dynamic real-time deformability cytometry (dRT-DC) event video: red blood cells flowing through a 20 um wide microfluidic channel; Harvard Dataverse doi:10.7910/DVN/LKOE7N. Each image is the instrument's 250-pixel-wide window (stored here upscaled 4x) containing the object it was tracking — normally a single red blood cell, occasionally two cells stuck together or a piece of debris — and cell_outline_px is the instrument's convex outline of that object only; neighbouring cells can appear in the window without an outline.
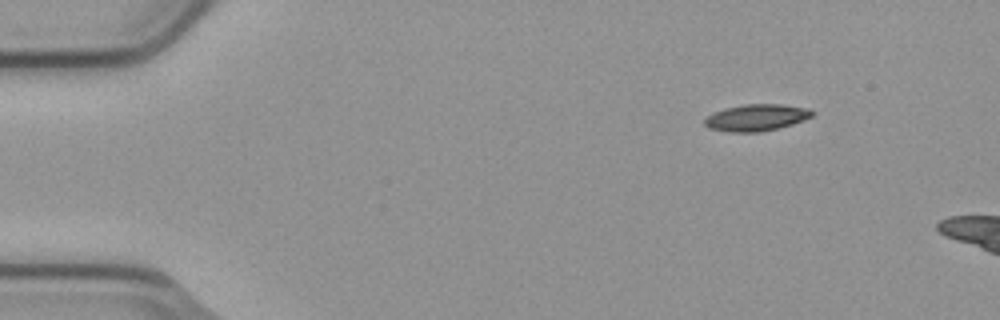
{"species": "common noctule bat (a hibernating species)", "species_latin": "Nyctalus noctula", "temperature_condition": "cold", "stored_images_in_passage": 3, "camera_frame_rate_fps": 3000, "um_per_image_px": 0.085, "animal": {"sex": "male", "body_mass_g": 23.1, "forearm_length_mm": 52.7}, "frame": {"image": 1, "passage_image": 1, "time_ms": 0.0, "image_size_px": [1000, 320], "cell_outline_px": [[816, 112], [812, 116], [804, 120], [780, 128], [760, 132], [728, 132], [708, 128], [704, 124], [704, 120], [712, 112], [724, 108], [744, 104], [784, 104], [808, 108]], "centroid_in_image_um": [64.3, 9.99], "position_along_channel_um": 20.7, "area_um2": 16.99}}